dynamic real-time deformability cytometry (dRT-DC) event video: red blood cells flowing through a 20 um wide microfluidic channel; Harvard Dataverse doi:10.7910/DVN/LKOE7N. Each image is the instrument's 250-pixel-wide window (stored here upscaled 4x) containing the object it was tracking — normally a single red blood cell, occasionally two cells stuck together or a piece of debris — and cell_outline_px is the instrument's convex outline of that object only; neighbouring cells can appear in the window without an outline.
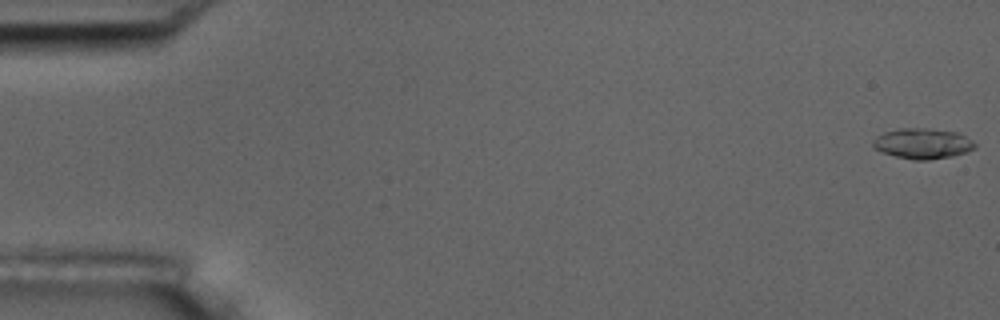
{"species": "common noctule bat (a hibernating species)", "species_latin": "Nyctalus noctula", "temperature_condition": "room temperature", "stored_images_in_passage": 56, "camera_frame_rate_fps": 3000, "um_per_image_px": 0.085, "animal": {"sex": "male", "body_mass_g": 17.5, "forearm_length_mm": 52.3}, "frame": {"image": 1, "passage_image": 1, "time_ms": 0.0, "image_size_px": [1000, 320], "cell_outline_px": [[976, 148], [968, 152], [952, 156], [928, 160], [912, 160], [896, 156], [884, 152], [876, 148], [872, 144], [872, 140], [876, 136], [884, 132], [900, 128], [928, 128], [956, 132], [972, 140], [976, 144]], "centroid_in_image_um": [78.44, 12.2], "position_along_channel_um": 6.6, "area_um2": 18.09}}
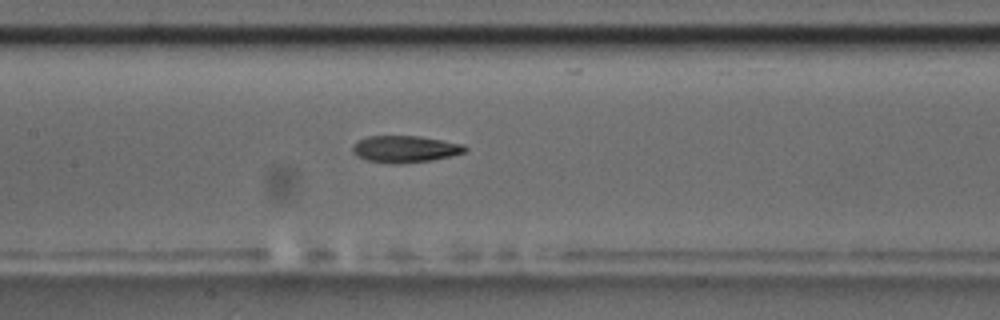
{"frame": {"image": 2, "passage_image": 27, "time_ms": 8.667, "image_size_px": [1000, 320], "cell_outline_px": [[468, 148], [464, 152], [432, 160], [400, 164], [392, 164], [368, 160], [352, 152], [352, 144], [368, 136], [420, 136], [464, 144]], "centroid_in_image_um": [34.43, 12.66], "position_along_channel_um": 173.0, "area_um2": 17.46}}
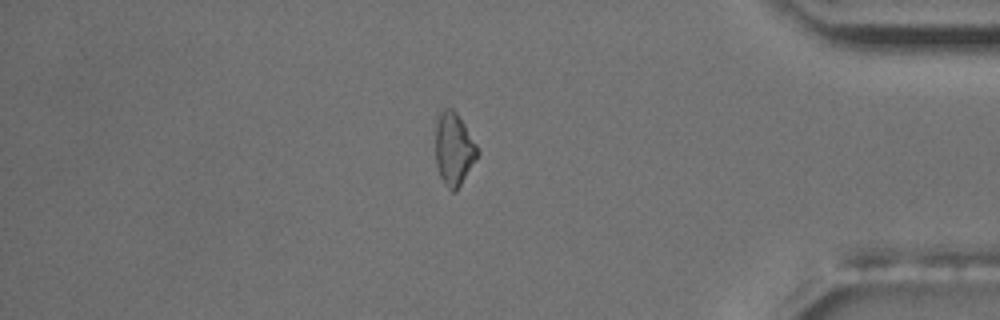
{"frame": {"image": 3, "passage_image": 48, "time_ms": 15.667, "image_size_px": [1000, 320], "cell_outline_px": [[480, 152], [456, 192], [452, 192], [444, 184], [440, 176], [436, 164], [436, 120], [440, 108], [452, 108], [456, 112], [464, 124], [476, 144]], "centroid_in_image_um": [38.56, 12.65], "position_along_channel_um": 396.6, "area_um2": 17.8}, "authors_computed_cell_mechanics": {"area_um2": 17.5134, "velocity_mm_per_s": 3.6355, "shape_relaxation_time_tau1_ms": 7.2759, "shape_relaxation_time_tau2_ms": 7.8956, "deformation_change_tau1": 0.181, "deformation_change_tau2": 0.148}}